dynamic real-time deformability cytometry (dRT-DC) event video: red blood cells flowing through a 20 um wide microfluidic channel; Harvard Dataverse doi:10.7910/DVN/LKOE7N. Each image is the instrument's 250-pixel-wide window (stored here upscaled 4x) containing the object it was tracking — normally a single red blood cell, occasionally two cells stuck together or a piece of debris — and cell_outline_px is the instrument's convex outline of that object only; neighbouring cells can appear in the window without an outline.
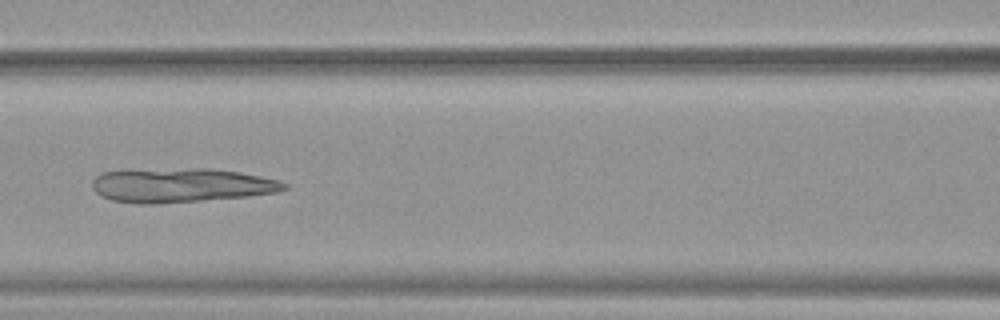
{"species": "common noctule bat (a hibernating species)", "species_latin": "Nyctalus noctula", "temperature_condition": "warm", "stored_images_in_passage": 51, "camera_frame_rate_fps": 3000, "um_per_image_px": 0.085, "animal": {"sex": "female", "body_mass_g": 19.9}, "frame": {"image": 1, "passage_image": 23, "time_ms": 7.333, "image_size_px": [1000, 320], "cell_outline_px": [[288, 188], [276, 192], [248, 196], [156, 204], [136, 204], [112, 200], [96, 192], [92, 188], [92, 180], [96, 176], [104, 172], [196, 168], [208, 168], [240, 172], [280, 180], [288, 184]], "centroid_in_image_um": [15.43, 15.76], "position_along_channel_um": 151.2, "area_um2": 37.86}}
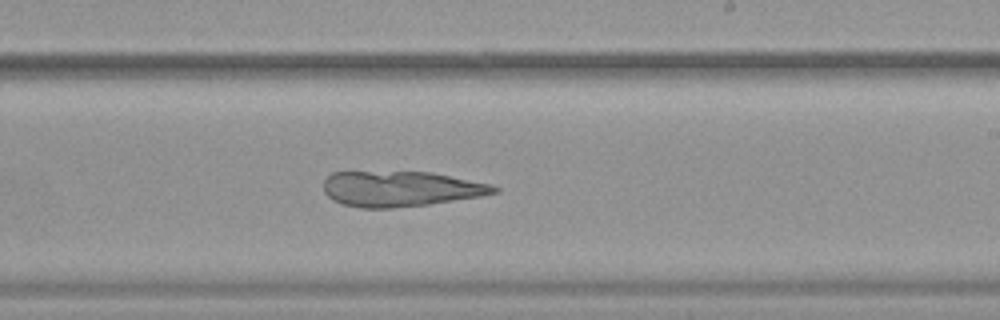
{"frame": {"image": 2, "passage_image": 31, "time_ms": 10.0, "image_size_px": [1000, 320], "cell_outline_px": [[500, 192], [480, 196], [428, 204], [392, 208], [360, 208], [344, 204], [332, 200], [324, 192], [324, 180], [332, 172], [432, 172], [492, 184], [500, 188]], "centroid_in_image_um": [34.07, 16.05], "position_along_channel_um": 254.9, "area_um2": 35.14}}
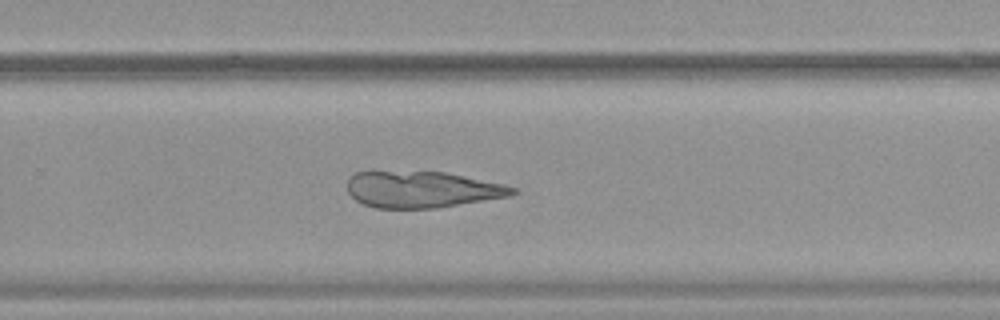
{"frame": {"image": 3, "passage_image": 34, "time_ms": 11.0, "image_size_px": [1000, 320], "cell_outline_px": [[516, 192], [512, 196], [440, 208], [376, 208], [364, 204], [356, 200], [348, 192], [348, 176], [356, 172], [444, 172], [504, 184], [516, 188]], "centroid_in_image_um": [35.9, 16.12], "position_along_channel_um": 293.9, "area_um2": 35.03}}